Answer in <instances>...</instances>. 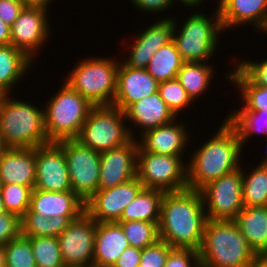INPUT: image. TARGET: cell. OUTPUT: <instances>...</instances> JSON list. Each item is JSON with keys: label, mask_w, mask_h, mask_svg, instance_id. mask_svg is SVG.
<instances>
[{"label": "cell", "mask_w": 267, "mask_h": 267, "mask_svg": "<svg viewBox=\"0 0 267 267\" xmlns=\"http://www.w3.org/2000/svg\"><path fill=\"white\" fill-rule=\"evenodd\" d=\"M217 129V132L212 131L209 139L195 147L193 153H189L188 189L200 191L208 183L238 169L241 161L245 162L237 130L226 119Z\"/></svg>", "instance_id": "obj_1"}, {"label": "cell", "mask_w": 267, "mask_h": 267, "mask_svg": "<svg viewBox=\"0 0 267 267\" xmlns=\"http://www.w3.org/2000/svg\"><path fill=\"white\" fill-rule=\"evenodd\" d=\"M206 221L200 191L185 189L178 192H165L158 224L159 239L172 248L199 251Z\"/></svg>", "instance_id": "obj_2"}, {"label": "cell", "mask_w": 267, "mask_h": 267, "mask_svg": "<svg viewBox=\"0 0 267 267\" xmlns=\"http://www.w3.org/2000/svg\"><path fill=\"white\" fill-rule=\"evenodd\" d=\"M198 252L201 267H252L257 256L234 220H207Z\"/></svg>", "instance_id": "obj_3"}, {"label": "cell", "mask_w": 267, "mask_h": 267, "mask_svg": "<svg viewBox=\"0 0 267 267\" xmlns=\"http://www.w3.org/2000/svg\"><path fill=\"white\" fill-rule=\"evenodd\" d=\"M33 103L11 94L0 95V134L7 148H36L51 143L45 132L44 106Z\"/></svg>", "instance_id": "obj_4"}, {"label": "cell", "mask_w": 267, "mask_h": 267, "mask_svg": "<svg viewBox=\"0 0 267 267\" xmlns=\"http://www.w3.org/2000/svg\"><path fill=\"white\" fill-rule=\"evenodd\" d=\"M196 10L187 15V18L182 20L183 23L173 16L172 40L184 62H209L216 55V51L218 52L217 47L221 46L219 41L225 33L221 26L217 5L216 11H213L210 17L202 10L200 12V8L199 11Z\"/></svg>", "instance_id": "obj_5"}, {"label": "cell", "mask_w": 267, "mask_h": 267, "mask_svg": "<svg viewBox=\"0 0 267 267\" xmlns=\"http://www.w3.org/2000/svg\"><path fill=\"white\" fill-rule=\"evenodd\" d=\"M119 58L85 57L69 70L64 79L72 89L92 105H112L116 93Z\"/></svg>", "instance_id": "obj_6"}, {"label": "cell", "mask_w": 267, "mask_h": 267, "mask_svg": "<svg viewBox=\"0 0 267 267\" xmlns=\"http://www.w3.org/2000/svg\"><path fill=\"white\" fill-rule=\"evenodd\" d=\"M44 106L45 132L50 142L76 139L94 106L64 82Z\"/></svg>", "instance_id": "obj_7"}, {"label": "cell", "mask_w": 267, "mask_h": 267, "mask_svg": "<svg viewBox=\"0 0 267 267\" xmlns=\"http://www.w3.org/2000/svg\"><path fill=\"white\" fill-rule=\"evenodd\" d=\"M127 124L126 116L119 108L93 106L76 140L93 151H108L132 139Z\"/></svg>", "instance_id": "obj_8"}, {"label": "cell", "mask_w": 267, "mask_h": 267, "mask_svg": "<svg viewBox=\"0 0 267 267\" xmlns=\"http://www.w3.org/2000/svg\"><path fill=\"white\" fill-rule=\"evenodd\" d=\"M185 158V156L137 151V178L144 188L158 189L164 192L188 189V157Z\"/></svg>", "instance_id": "obj_9"}, {"label": "cell", "mask_w": 267, "mask_h": 267, "mask_svg": "<svg viewBox=\"0 0 267 267\" xmlns=\"http://www.w3.org/2000/svg\"><path fill=\"white\" fill-rule=\"evenodd\" d=\"M200 192L207 220H234L244 207L242 167L208 183Z\"/></svg>", "instance_id": "obj_10"}, {"label": "cell", "mask_w": 267, "mask_h": 267, "mask_svg": "<svg viewBox=\"0 0 267 267\" xmlns=\"http://www.w3.org/2000/svg\"><path fill=\"white\" fill-rule=\"evenodd\" d=\"M56 143L64 150L72 191L86 202L98 190L100 153L76 139Z\"/></svg>", "instance_id": "obj_11"}, {"label": "cell", "mask_w": 267, "mask_h": 267, "mask_svg": "<svg viewBox=\"0 0 267 267\" xmlns=\"http://www.w3.org/2000/svg\"><path fill=\"white\" fill-rule=\"evenodd\" d=\"M49 16L50 11L45 8L25 7L11 26L10 44L34 63L48 40H52Z\"/></svg>", "instance_id": "obj_12"}, {"label": "cell", "mask_w": 267, "mask_h": 267, "mask_svg": "<svg viewBox=\"0 0 267 267\" xmlns=\"http://www.w3.org/2000/svg\"><path fill=\"white\" fill-rule=\"evenodd\" d=\"M96 221L86 212L57 237L64 265L92 267Z\"/></svg>", "instance_id": "obj_13"}, {"label": "cell", "mask_w": 267, "mask_h": 267, "mask_svg": "<svg viewBox=\"0 0 267 267\" xmlns=\"http://www.w3.org/2000/svg\"><path fill=\"white\" fill-rule=\"evenodd\" d=\"M154 23L148 24V27L140 31V33L132 37V42L124 37L121 39V45L128 46L125 54L129 55L122 62L135 69H146L153 54L157 52L161 47L172 41L174 23L173 16L166 14V17L155 19ZM134 39V40H133ZM126 41V42H125ZM130 43V45H129Z\"/></svg>", "instance_id": "obj_14"}, {"label": "cell", "mask_w": 267, "mask_h": 267, "mask_svg": "<svg viewBox=\"0 0 267 267\" xmlns=\"http://www.w3.org/2000/svg\"><path fill=\"white\" fill-rule=\"evenodd\" d=\"M143 188L136 176L118 186L98 189L85 202V212L97 223L118 222L125 207Z\"/></svg>", "instance_id": "obj_15"}, {"label": "cell", "mask_w": 267, "mask_h": 267, "mask_svg": "<svg viewBox=\"0 0 267 267\" xmlns=\"http://www.w3.org/2000/svg\"><path fill=\"white\" fill-rule=\"evenodd\" d=\"M178 121V122H177ZM179 121V117L173 121L156 128L149 129L141 135L137 133V151H147L169 156H183L187 146L192 140L188 122ZM187 123V124H186ZM188 125V126H186ZM191 136V137H190Z\"/></svg>", "instance_id": "obj_16"}, {"label": "cell", "mask_w": 267, "mask_h": 267, "mask_svg": "<svg viewBox=\"0 0 267 267\" xmlns=\"http://www.w3.org/2000/svg\"><path fill=\"white\" fill-rule=\"evenodd\" d=\"M35 159L34 189L50 192L72 191L64 150L56 142L36 147Z\"/></svg>", "instance_id": "obj_17"}, {"label": "cell", "mask_w": 267, "mask_h": 267, "mask_svg": "<svg viewBox=\"0 0 267 267\" xmlns=\"http://www.w3.org/2000/svg\"><path fill=\"white\" fill-rule=\"evenodd\" d=\"M138 141L132 138L126 144L100 153L98 189H107L128 182L137 176Z\"/></svg>", "instance_id": "obj_18"}, {"label": "cell", "mask_w": 267, "mask_h": 267, "mask_svg": "<svg viewBox=\"0 0 267 267\" xmlns=\"http://www.w3.org/2000/svg\"><path fill=\"white\" fill-rule=\"evenodd\" d=\"M217 4L224 33L250 24L267 37V0H220Z\"/></svg>", "instance_id": "obj_19"}, {"label": "cell", "mask_w": 267, "mask_h": 267, "mask_svg": "<svg viewBox=\"0 0 267 267\" xmlns=\"http://www.w3.org/2000/svg\"><path fill=\"white\" fill-rule=\"evenodd\" d=\"M158 87L159 82L145 69L130 68L121 60L112 105L124 112L131 104L158 92Z\"/></svg>", "instance_id": "obj_20"}, {"label": "cell", "mask_w": 267, "mask_h": 267, "mask_svg": "<svg viewBox=\"0 0 267 267\" xmlns=\"http://www.w3.org/2000/svg\"><path fill=\"white\" fill-rule=\"evenodd\" d=\"M126 120L130 135L132 138H137L136 133L139 130V135L143 132L167 124L177 118L173 112L165 104L158 92L146 96L143 99L131 104L125 111ZM133 125V127H131Z\"/></svg>", "instance_id": "obj_21"}, {"label": "cell", "mask_w": 267, "mask_h": 267, "mask_svg": "<svg viewBox=\"0 0 267 267\" xmlns=\"http://www.w3.org/2000/svg\"><path fill=\"white\" fill-rule=\"evenodd\" d=\"M85 212V202L73 191L50 192L33 189L26 213H39L47 218L66 216L70 221Z\"/></svg>", "instance_id": "obj_22"}, {"label": "cell", "mask_w": 267, "mask_h": 267, "mask_svg": "<svg viewBox=\"0 0 267 267\" xmlns=\"http://www.w3.org/2000/svg\"><path fill=\"white\" fill-rule=\"evenodd\" d=\"M1 184H20L32 190L36 183L35 148H7L0 156Z\"/></svg>", "instance_id": "obj_23"}, {"label": "cell", "mask_w": 267, "mask_h": 267, "mask_svg": "<svg viewBox=\"0 0 267 267\" xmlns=\"http://www.w3.org/2000/svg\"><path fill=\"white\" fill-rule=\"evenodd\" d=\"M129 246L119 223L96 222L92 267H112Z\"/></svg>", "instance_id": "obj_24"}, {"label": "cell", "mask_w": 267, "mask_h": 267, "mask_svg": "<svg viewBox=\"0 0 267 267\" xmlns=\"http://www.w3.org/2000/svg\"><path fill=\"white\" fill-rule=\"evenodd\" d=\"M32 67L35 68L34 62L22 51L11 44L0 45V95L13 96L15 86L25 78L26 73L31 72Z\"/></svg>", "instance_id": "obj_25"}, {"label": "cell", "mask_w": 267, "mask_h": 267, "mask_svg": "<svg viewBox=\"0 0 267 267\" xmlns=\"http://www.w3.org/2000/svg\"><path fill=\"white\" fill-rule=\"evenodd\" d=\"M234 222L256 255L267 254V206L243 207Z\"/></svg>", "instance_id": "obj_26"}, {"label": "cell", "mask_w": 267, "mask_h": 267, "mask_svg": "<svg viewBox=\"0 0 267 267\" xmlns=\"http://www.w3.org/2000/svg\"><path fill=\"white\" fill-rule=\"evenodd\" d=\"M211 62H184L176 79L195 103L202 95L206 96L214 76H217Z\"/></svg>", "instance_id": "obj_27"}, {"label": "cell", "mask_w": 267, "mask_h": 267, "mask_svg": "<svg viewBox=\"0 0 267 267\" xmlns=\"http://www.w3.org/2000/svg\"><path fill=\"white\" fill-rule=\"evenodd\" d=\"M164 194L162 190L143 188L125 207L119 221L140 220L158 225Z\"/></svg>", "instance_id": "obj_28"}, {"label": "cell", "mask_w": 267, "mask_h": 267, "mask_svg": "<svg viewBox=\"0 0 267 267\" xmlns=\"http://www.w3.org/2000/svg\"><path fill=\"white\" fill-rule=\"evenodd\" d=\"M231 71L225 74L224 78L241 93L242 108L236 107L231 111H262L267 113V87L253 85L233 64ZM244 104V105H243Z\"/></svg>", "instance_id": "obj_29"}, {"label": "cell", "mask_w": 267, "mask_h": 267, "mask_svg": "<svg viewBox=\"0 0 267 267\" xmlns=\"http://www.w3.org/2000/svg\"><path fill=\"white\" fill-rule=\"evenodd\" d=\"M183 63L184 61L172 40L153 54L145 70L161 83L175 79Z\"/></svg>", "instance_id": "obj_30"}, {"label": "cell", "mask_w": 267, "mask_h": 267, "mask_svg": "<svg viewBox=\"0 0 267 267\" xmlns=\"http://www.w3.org/2000/svg\"><path fill=\"white\" fill-rule=\"evenodd\" d=\"M226 120L237 130L242 149L256 134L267 137V113L262 111H230ZM252 138V139H251Z\"/></svg>", "instance_id": "obj_31"}, {"label": "cell", "mask_w": 267, "mask_h": 267, "mask_svg": "<svg viewBox=\"0 0 267 267\" xmlns=\"http://www.w3.org/2000/svg\"><path fill=\"white\" fill-rule=\"evenodd\" d=\"M243 175V204L244 207L267 206V167L256 165L254 168L244 166L241 162ZM246 167V170H244ZM249 171H248V170ZM247 172V173H246Z\"/></svg>", "instance_id": "obj_32"}, {"label": "cell", "mask_w": 267, "mask_h": 267, "mask_svg": "<svg viewBox=\"0 0 267 267\" xmlns=\"http://www.w3.org/2000/svg\"><path fill=\"white\" fill-rule=\"evenodd\" d=\"M70 222L66 216L47 218L39 213H25L21 218V235L27 238L58 237Z\"/></svg>", "instance_id": "obj_33"}, {"label": "cell", "mask_w": 267, "mask_h": 267, "mask_svg": "<svg viewBox=\"0 0 267 267\" xmlns=\"http://www.w3.org/2000/svg\"><path fill=\"white\" fill-rule=\"evenodd\" d=\"M130 246L144 249L159 240V229L156 223L132 220L118 221Z\"/></svg>", "instance_id": "obj_34"}, {"label": "cell", "mask_w": 267, "mask_h": 267, "mask_svg": "<svg viewBox=\"0 0 267 267\" xmlns=\"http://www.w3.org/2000/svg\"><path fill=\"white\" fill-rule=\"evenodd\" d=\"M37 267H63L61 251L57 237L29 238Z\"/></svg>", "instance_id": "obj_35"}, {"label": "cell", "mask_w": 267, "mask_h": 267, "mask_svg": "<svg viewBox=\"0 0 267 267\" xmlns=\"http://www.w3.org/2000/svg\"><path fill=\"white\" fill-rule=\"evenodd\" d=\"M158 93L176 117L194 106V102L176 78L159 83Z\"/></svg>", "instance_id": "obj_36"}, {"label": "cell", "mask_w": 267, "mask_h": 267, "mask_svg": "<svg viewBox=\"0 0 267 267\" xmlns=\"http://www.w3.org/2000/svg\"><path fill=\"white\" fill-rule=\"evenodd\" d=\"M32 189L20 184H1L0 195L8 213L22 218L30 205Z\"/></svg>", "instance_id": "obj_37"}, {"label": "cell", "mask_w": 267, "mask_h": 267, "mask_svg": "<svg viewBox=\"0 0 267 267\" xmlns=\"http://www.w3.org/2000/svg\"><path fill=\"white\" fill-rule=\"evenodd\" d=\"M6 267H37L29 238L21 234L4 245Z\"/></svg>", "instance_id": "obj_38"}, {"label": "cell", "mask_w": 267, "mask_h": 267, "mask_svg": "<svg viewBox=\"0 0 267 267\" xmlns=\"http://www.w3.org/2000/svg\"><path fill=\"white\" fill-rule=\"evenodd\" d=\"M235 61V62H234ZM233 64L253 85L267 87V59H235Z\"/></svg>", "instance_id": "obj_39"}, {"label": "cell", "mask_w": 267, "mask_h": 267, "mask_svg": "<svg viewBox=\"0 0 267 267\" xmlns=\"http://www.w3.org/2000/svg\"><path fill=\"white\" fill-rule=\"evenodd\" d=\"M171 249L172 247L168 243L159 239L155 244L141 249L139 266L164 267Z\"/></svg>", "instance_id": "obj_40"}, {"label": "cell", "mask_w": 267, "mask_h": 267, "mask_svg": "<svg viewBox=\"0 0 267 267\" xmlns=\"http://www.w3.org/2000/svg\"><path fill=\"white\" fill-rule=\"evenodd\" d=\"M164 267H201L199 252L189 248H172Z\"/></svg>", "instance_id": "obj_41"}, {"label": "cell", "mask_w": 267, "mask_h": 267, "mask_svg": "<svg viewBox=\"0 0 267 267\" xmlns=\"http://www.w3.org/2000/svg\"><path fill=\"white\" fill-rule=\"evenodd\" d=\"M21 218L13 213L0 214V246L21 234Z\"/></svg>", "instance_id": "obj_42"}, {"label": "cell", "mask_w": 267, "mask_h": 267, "mask_svg": "<svg viewBox=\"0 0 267 267\" xmlns=\"http://www.w3.org/2000/svg\"><path fill=\"white\" fill-rule=\"evenodd\" d=\"M130 3L137 11L139 9V13L141 11L144 14H154V16L157 13L158 16L161 13H166L168 9L174 10L173 7H175L173 0H130Z\"/></svg>", "instance_id": "obj_43"}, {"label": "cell", "mask_w": 267, "mask_h": 267, "mask_svg": "<svg viewBox=\"0 0 267 267\" xmlns=\"http://www.w3.org/2000/svg\"><path fill=\"white\" fill-rule=\"evenodd\" d=\"M25 7L22 0H0V19L11 27Z\"/></svg>", "instance_id": "obj_44"}, {"label": "cell", "mask_w": 267, "mask_h": 267, "mask_svg": "<svg viewBox=\"0 0 267 267\" xmlns=\"http://www.w3.org/2000/svg\"><path fill=\"white\" fill-rule=\"evenodd\" d=\"M141 249L127 247L112 267H138L140 264Z\"/></svg>", "instance_id": "obj_45"}, {"label": "cell", "mask_w": 267, "mask_h": 267, "mask_svg": "<svg viewBox=\"0 0 267 267\" xmlns=\"http://www.w3.org/2000/svg\"><path fill=\"white\" fill-rule=\"evenodd\" d=\"M11 39V27L0 19V45H9Z\"/></svg>", "instance_id": "obj_46"}, {"label": "cell", "mask_w": 267, "mask_h": 267, "mask_svg": "<svg viewBox=\"0 0 267 267\" xmlns=\"http://www.w3.org/2000/svg\"><path fill=\"white\" fill-rule=\"evenodd\" d=\"M26 7H41L47 10L50 9V5L54 0H22Z\"/></svg>", "instance_id": "obj_47"}, {"label": "cell", "mask_w": 267, "mask_h": 267, "mask_svg": "<svg viewBox=\"0 0 267 267\" xmlns=\"http://www.w3.org/2000/svg\"><path fill=\"white\" fill-rule=\"evenodd\" d=\"M205 1L206 0H173L174 4L177 3V5L180 4L182 7L184 6L188 9L191 8V11L193 9H197V8L199 9V7L202 5L201 3H203L204 5Z\"/></svg>", "instance_id": "obj_48"}, {"label": "cell", "mask_w": 267, "mask_h": 267, "mask_svg": "<svg viewBox=\"0 0 267 267\" xmlns=\"http://www.w3.org/2000/svg\"><path fill=\"white\" fill-rule=\"evenodd\" d=\"M252 267H267V254L257 255Z\"/></svg>", "instance_id": "obj_49"}, {"label": "cell", "mask_w": 267, "mask_h": 267, "mask_svg": "<svg viewBox=\"0 0 267 267\" xmlns=\"http://www.w3.org/2000/svg\"><path fill=\"white\" fill-rule=\"evenodd\" d=\"M0 267H6L4 246H0Z\"/></svg>", "instance_id": "obj_50"}, {"label": "cell", "mask_w": 267, "mask_h": 267, "mask_svg": "<svg viewBox=\"0 0 267 267\" xmlns=\"http://www.w3.org/2000/svg\"><path fill=\"white\" fill-rule=\"evenodd\" d=\"M7 149V147L5 146L2 136L0 134V156L2 155V153Z\"/></svg>", "instance_id": "obj_51"}, {"label": "cell", "mask_w": 267, "mask_h": 267, "mask_svg": "<svg viewBox=\"0 0 267 267\" xmlns=\"http://www.w3.org/2000/svg\"><path fill=\"white\" fill-rule=\"evenodd\" d=\"M267 146V145H266ZM266 148V150H267V147H265ZM262 160L258 163L257 162V164H260V165H263V166H266L267 167V151H265V156H264V158L262 157L261 158Z\"/></svg>", "instance_id": "obj_52"}, {"label": "cell", "mask_w": 267, "mask_h": 267, "mask_svg": "<svg viewBox=\"0 0 267 267\" xmlns=\"http://www.w3.org/2000/svg\"><path fill=\"white\" fill-rule=\"evenodd\" d=\"M6 209H5V206H4V203L2 201V197L0 195V214H3V213H6Z\"/></svg>", "instance_id": "obj_53"}, {"label": "cell", "mask_w": 267, "mask_h": 267, "mask_svg": "<svg viewBox=\"0 0 267 267\" xmlns=\"http://www.w3.org/2000/svg\"><path fill=\"white\" fill-rule=\"evenodd\" d=\"M63 267H82V266L64 265Z\"/></svg>", "instance_id": "obj_54"}]
</instances>
